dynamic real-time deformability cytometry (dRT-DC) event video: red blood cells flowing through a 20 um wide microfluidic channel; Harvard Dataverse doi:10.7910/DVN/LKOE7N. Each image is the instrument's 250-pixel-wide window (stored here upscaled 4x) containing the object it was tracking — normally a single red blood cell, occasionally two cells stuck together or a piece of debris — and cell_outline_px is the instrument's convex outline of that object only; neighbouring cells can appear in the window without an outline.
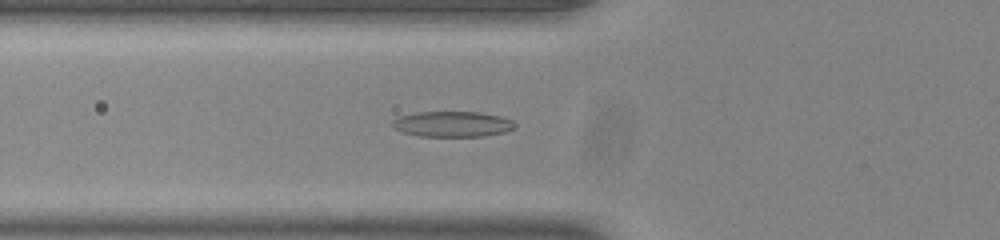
{"species": "common noctule bat (a hibernating species)", "species_latin": "Nyctalus noctula", "temperature_condition": "room temperature", "stored_images_in_passage": 48, "camera_frame_rate_fps": 3000, "um_per_image_px": 0.085, "animal": {"sex": "male", "body_mass_g": 20.0, "forearm_length_mm": 53.3}, "frame": {"image": 1, "passage_image": 15, "time_ms": 4.667, "image_size_px": [1000, 240], "cell_outline_px": [[516, 128], [504, 132], [484, 136], [420, 136], [400, 132], [392, 128], [392, 120], [400, 116], [416, 112], [480, 112], [500, 116], [512, 120], [516, 124]], "centroid_in_image_um": [38.44, 10.55], "position_along_channel_um": 87.4, "area_um2": 18.38}}
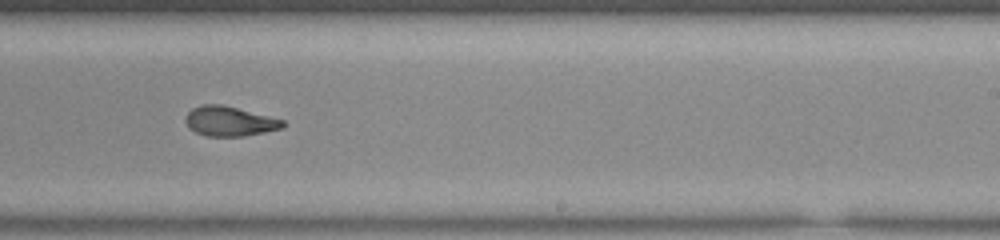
{"frame": {"image": 2, "passage_image": 29, "time_ms": 9.333, "image_size_px": [1000, 240], "cell_outline_px": [[284, 128], [244, 136], [208, 136], [196, 132], [188, 128], [184, 120], [184, 116], [192, 108], [200, 104], [220, 104], [284, 120]], "centroid_in_image_um": [19.46, 10.3], "position_along_channel_um": 269.5, "area_um2": 16.82}}
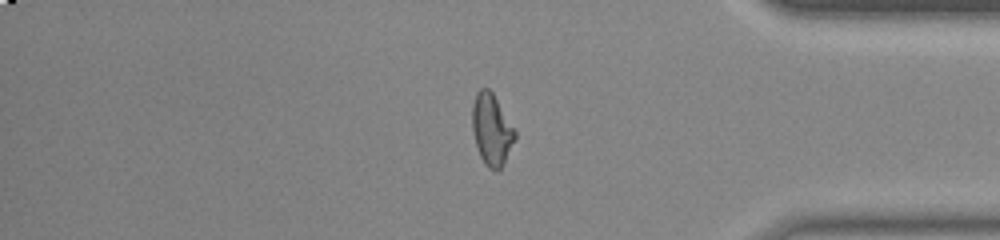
{"frame": {"image": 3, "passage_image": 40, "time_ms": 13.0, "image_size_px": [1000, 240], "cell_outline_px": [[516, 140], [504, 164], [496, 172], [488, 168], [484, 164], [480, 156], [472, 132], [472, 104], [476, 92], [480, 88], [488, 88], [492, 92], [516, 132]], "centroid_in_image_um": [41.78, 11.04], "position_along_channel_um": 393.4, "area_um2": 17.92}, "authors_computed_cell_mechanics": {"area_um2": 17.3111, "velocity_mm_per_s": 3.9007, "shape_relaxation_time_tau1_ms": 6.2239, "shape_relaxation_time_tau2_ms": 2.0678, "deformation_change_tau1": 0.1971, "deformation_change_tau2": 0.0931}}